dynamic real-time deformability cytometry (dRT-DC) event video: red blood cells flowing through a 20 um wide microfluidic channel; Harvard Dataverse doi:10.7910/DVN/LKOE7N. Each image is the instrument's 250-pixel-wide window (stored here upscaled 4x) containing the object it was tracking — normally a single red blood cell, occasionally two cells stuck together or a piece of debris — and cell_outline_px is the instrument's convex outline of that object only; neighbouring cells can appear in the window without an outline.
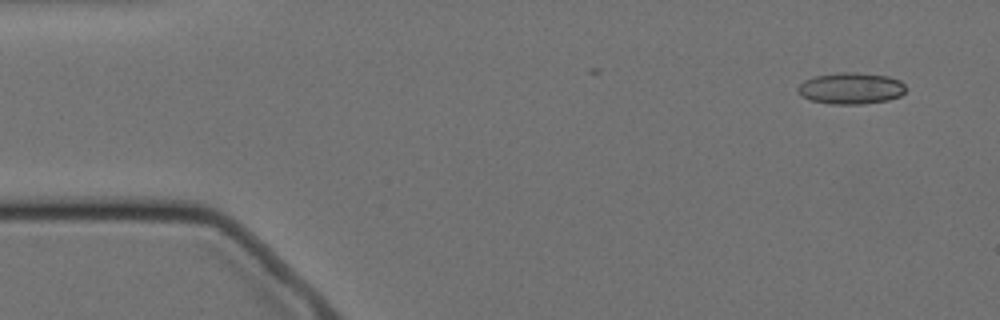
{"species": "Egyptian fruit bat (a non-hibernating species)", "species_latin": "Rousettus aegyptiacus", "temperature_condition": "cold", "stored_images_in_passage": 4, "camera_frame_rate_fps": 3000, "um_per_image_px": 0.085, "animal": {"sex": "female"}, "frame": {"image": 1, "passage_image": 1, "time_ms": 0.0, "image_size_px": [1000, 320], "cell_outline_px": [[904, 92], [900, 96], [888, 100], [860, 104], [832, 104], [812, 100], [800, 96], [796, 92], [796, 88], [804, 80], [816, 76], [840, 72], [856, 72], [888, 76], [900, 80], [904, 84]], "centroid_in_image_um": [72.3, 7.5], "position_along_channel_um": 12.7, "area_um2": 19.83}}